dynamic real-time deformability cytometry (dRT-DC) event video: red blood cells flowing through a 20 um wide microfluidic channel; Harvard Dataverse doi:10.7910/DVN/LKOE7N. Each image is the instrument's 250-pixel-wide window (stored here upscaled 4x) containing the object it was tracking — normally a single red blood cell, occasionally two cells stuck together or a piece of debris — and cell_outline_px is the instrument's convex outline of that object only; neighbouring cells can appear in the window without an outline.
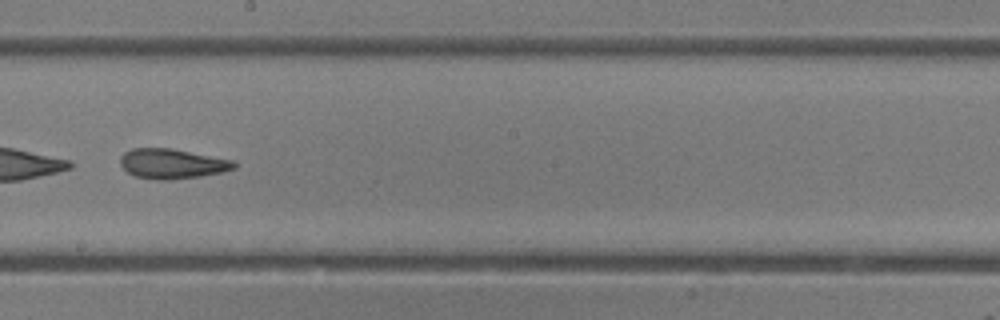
{"species": "common noctule bat (a hibernating species)", "species_latin": "Nyctalus noctula", "temperature_condition": "room temperature", "stored_images_in_passage": 47, "camera_frame_rate_fps": 3000, "um_per_image_px": 0.085, "animal": {"sex": "female"}, "frame": {"image": 1, "passage_image": 27, "time_ms": 8.667, "image_size_px": [1000, 320], "cell_outline_px": [[236, 168], [220, 172], [200, 176], [172, 180], [156, 180], [136, 176], [128, 172], [120, 164], [120, 156], [124, 152], [132, 148], [172, 148], [232, 160], [236, 164]], "centroid_in_image_um": [14.6, 13.91], "position_along_channel_um": 233.6, "area_um2": 19.77}}